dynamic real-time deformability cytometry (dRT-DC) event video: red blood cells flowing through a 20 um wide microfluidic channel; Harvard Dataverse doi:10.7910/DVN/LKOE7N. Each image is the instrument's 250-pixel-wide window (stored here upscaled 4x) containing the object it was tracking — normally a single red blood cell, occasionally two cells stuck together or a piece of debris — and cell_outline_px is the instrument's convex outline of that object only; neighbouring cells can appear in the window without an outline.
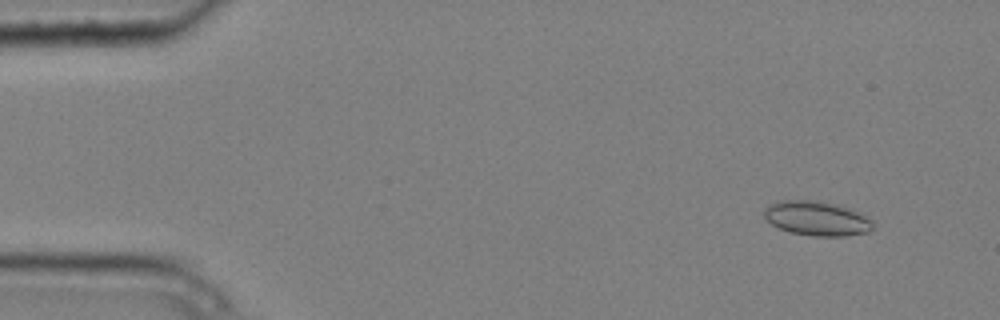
{"species": "common noctule bat (a hibernating species)", "species_latin": "Nyctalus noctula", "temperature_condition": "cold", "stored_images_in_passage": 6, "camera_frame_rate_fps": 3000, "um_per_image_px": 0.085, "animal": {"sex": "male", "body_mass_g": 20.4}, "frame": {"image": 1, "passage_image": 6, "time_ms": 1.667, "image_size_px": [1000, 320], "cell_outline_px": [[872, 228], [868, 232], [844, 236], [812, 236], [788, 232], [772, 224], [764, 216], [764, 208], [768, 204], [780, 200], [812, 200], [840, 204], [860, 212], [872, 220]], "centroid_in_image_um": [69.42, 18.55], "position_along_channel_um": 15.6, "area_um2": 22.08}}